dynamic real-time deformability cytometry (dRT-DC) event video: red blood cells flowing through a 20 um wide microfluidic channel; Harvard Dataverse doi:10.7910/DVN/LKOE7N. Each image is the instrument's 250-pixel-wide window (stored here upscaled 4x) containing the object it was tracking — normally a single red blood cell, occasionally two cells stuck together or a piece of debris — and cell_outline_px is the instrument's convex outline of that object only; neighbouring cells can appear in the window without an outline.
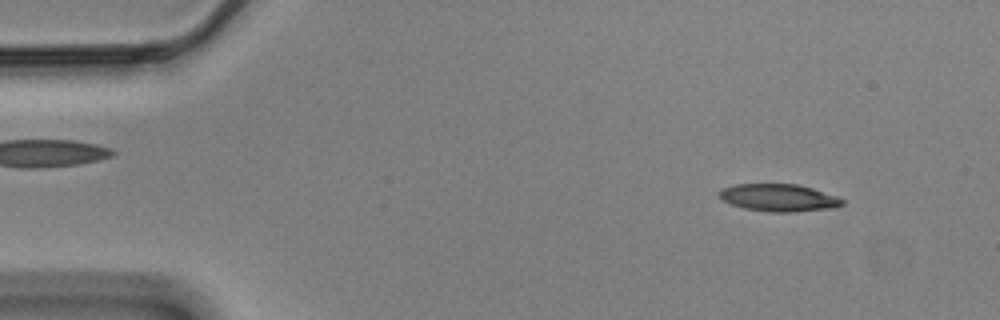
{"species": "Egyptian fruit bat (a non-hibernating species)", "species_latin": "Rousettus aegyptiacus", "temperature_condition": "cold", "stored_images_in_passage": 56, "camera_frame_rate_fps": 3000, "um_per_image_px": 0.085, "animal": {"sex": "male"}, "frame": {"image": 1, "passage_image": 5, "time_ms": 1.333, "image_size_px": [1000, 320], "cell_outline_px": [[844, 204], [836, 208], [792, 212], [772, 212], [744, 208], [732, 204], [724, 200], [716, 192], [720, 188], [736, 184], [796, 184], [812, 188], [836, 196], [844, 200]], "centroid_in_image_um": [66.2, 16.8], "position_along_channel_um": 18.8, "area_um2": 19.65}}
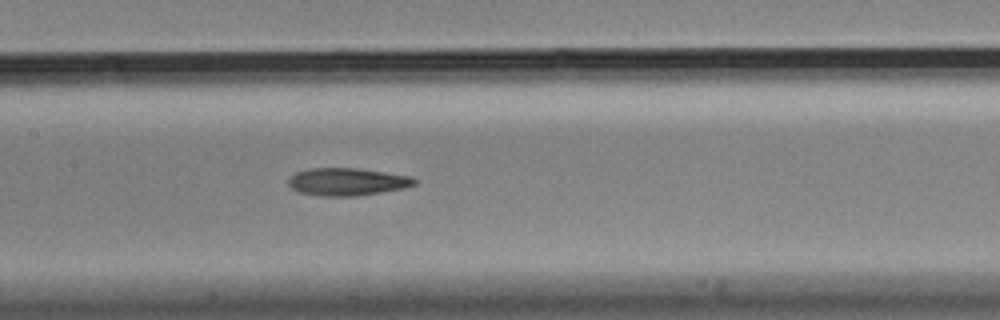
{"frame": {"image": 2, "passage_image": 26, "time_ms": 8.333, "image_size_px": [1000, 320], "cell_outline_px": [[416, 184], [404, 188], [360, 196], [320, 196], [300, 192], [292, 188], [288, 184], [288, 180], [296, 172], [308, 168], [356, 168], [412, 176], [416, 180]], "centroid_in_image_um": [29.52, 15.45], "position_along_channel_um": 177.9, "area_um2": 20.29}}
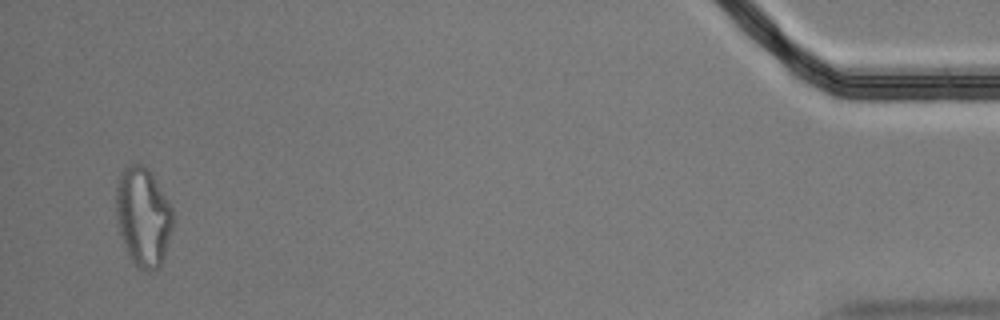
{"frame": {"image": 3, "passage_image": 54, "time_ms": 17.667, "image_size_px": [1000, 320], "cell_outline_px": [[172, 228], [164, 260], [160, 268], [148, 272], [136, 268], [124, 244], [120, 232], [116, 216], [116, 188], [120, 176], [124, 168], [128, 164], [144, 164], [148, 168], [172, 208]], "centroid_in_image_um": [12.17, 18.46], "position_along_channel_um": 423.0, "area_um2": 32.71}, "authors_computed_cell_mechanics": {"area_um2": 20.5479, "velocity_mm_per_s": 3.501, "shape_relaxation_time_tau1_ms": 7.5203, "shape_relaxation_time_tau2_ms": 8.7865, "deformation_change_tau1": 0.1982, "deformation_change_tau2": 0.2291}}